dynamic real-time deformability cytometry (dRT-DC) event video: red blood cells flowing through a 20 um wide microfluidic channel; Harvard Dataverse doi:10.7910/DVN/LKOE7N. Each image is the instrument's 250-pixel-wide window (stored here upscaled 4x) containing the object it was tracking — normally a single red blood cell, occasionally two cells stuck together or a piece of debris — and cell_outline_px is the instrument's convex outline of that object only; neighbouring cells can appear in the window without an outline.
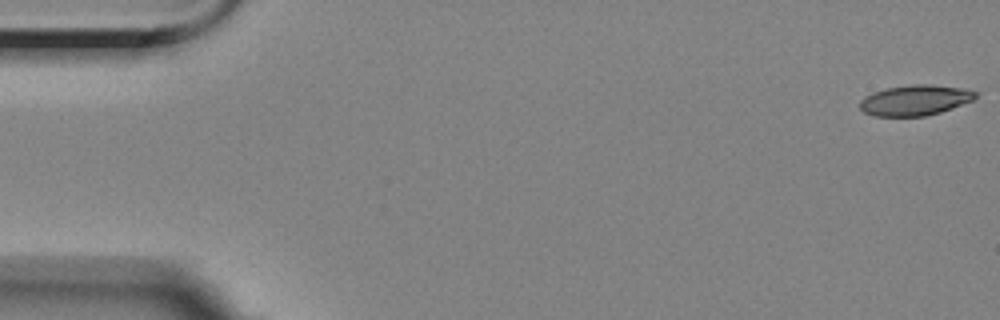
{"species": "Egyptian fruit bat (a non-hibernating species)", "species_latin": "Rousettus aegyptiacus", "temperature_condition": "room temperature", "stored_images_in_passage": 30, "camera_frame_rate_fps": 3000, "um_per_image_px": 0.085, "animal": {"sex": "female"}, "frame": {"image": 1, "passage_image": 1, "time_ms": 0.0, "image_size_px": [1000, 320], "cell_outline_px": [[976, 96], [972, 100], [952, 108], [928, 116], [872, 116], [864, 112], [860, 108], [860, 100], [864, 96], [872, 92], [884, 88], [912, 84], [932, 84], [964, 88], [976, 92]], "centroid_in_image_um": [77.74, 8.51], "position_along_channel_um": 7.3, "area_um2": 20.69}}
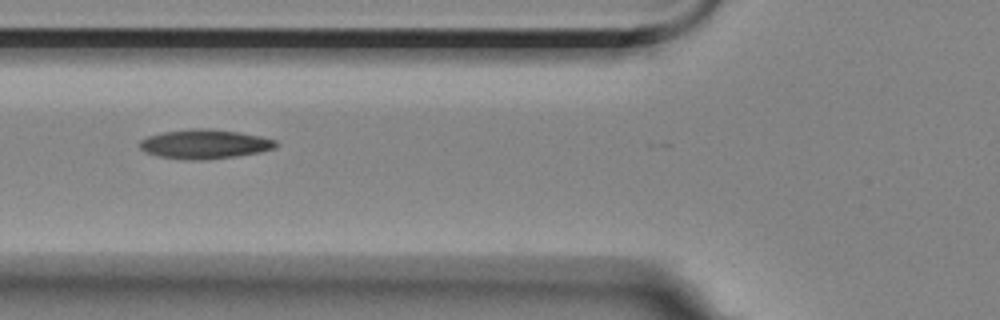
{"frame": {"image": 2, "passage_image": 21, "time_ms": 6.667, "image_size_px": [1000, 320], "cell_outline_px": [[280, 144], [276, 148], [260, 152], [236, 156], [208, 160], [184, 160], [156, 156], [144, 152], [140, 148], [140, 140], [148, 136], [160, 132], [192, 128], [212, 128], [240, 132], [260, 136], [276, 140]], "centroid_in_image_um": [17.4, 12.25], "position_along_channel_um": 108.4, "area_um2": 23.76}}
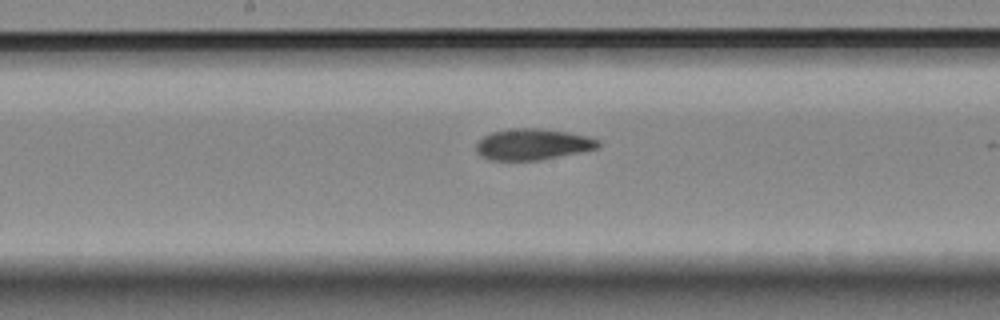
{"frame": {"image": 3, "passage_image": 29, "time_ms": 9.333, "image_size_px": [1000, 320], "cell_outline_px": [[600, 148], [540, 160], [488, 160], [480, 156], [476, 152], [476, 144], [484, 136], [492, 132], [516, 128], [540, 128], [568, 132], [588, 136], [600, 140]], "centroid_in_image_um": [45.29, 12.27], "position_along_channel_um": 202.9, "area_um2": 22.25}}